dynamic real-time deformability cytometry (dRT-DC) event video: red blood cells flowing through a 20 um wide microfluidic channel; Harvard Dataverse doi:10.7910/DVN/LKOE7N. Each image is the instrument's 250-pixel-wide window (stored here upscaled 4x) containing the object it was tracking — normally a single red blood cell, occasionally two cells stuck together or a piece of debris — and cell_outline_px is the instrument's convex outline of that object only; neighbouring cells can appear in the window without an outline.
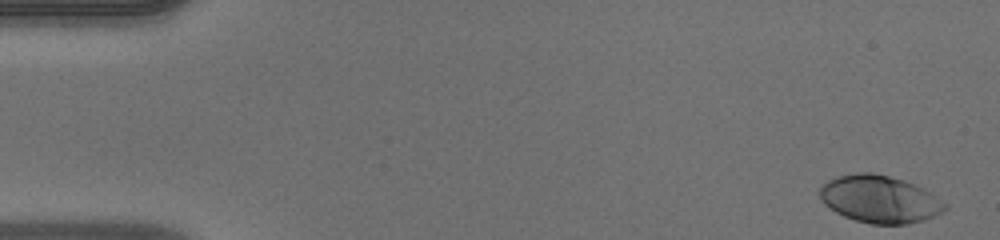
{"species": "human", "species_latin": "Homo sapiens", "temperature_condition": "warm", "stored_images_in_passage": 49, "camera_frame_rate_fps": 3000, "um_per_image_px": 0.085, "donor": {"sex": "male"}, "frame": {"image": 1, "passage_image": 1, "time_ms": 0.0, "image_size_px": [1000, 240], "cell_outline_px": [[948, 208], [924, 220], [904, 224], [872, 224], [856, 220], [844, 216], [836, 212], [824, 204], [820, 200], [820, 188], [828, 180], [836, 176], [856, 172], [872, 172], [904, 180], [924, 188], [948, 204]], "centroid_in_image_um": [74.76, 16.92], "position_along_channel_um": 10.2, "area_um2": 34.56}}
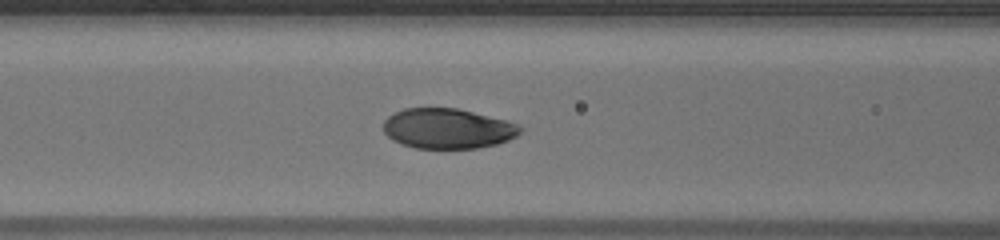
{"frame": {"image": 2, "passage_image": 20, "time_ms": 6.333, "image_size_px": [1000, 240], "cell_outline_px": [[524, 128], [516, 136], [508, 140], [496, 144], [476, 148], [416, 148], [400, 144], [392, 140], [384, 132], [384, 120], [388, 116], [404, 108], [456, 108], [508, 120]], "centroid_in_image_um": [38.05, 10.92], "position_along_channel_um": 128.6, "area_um2": 32.02}}
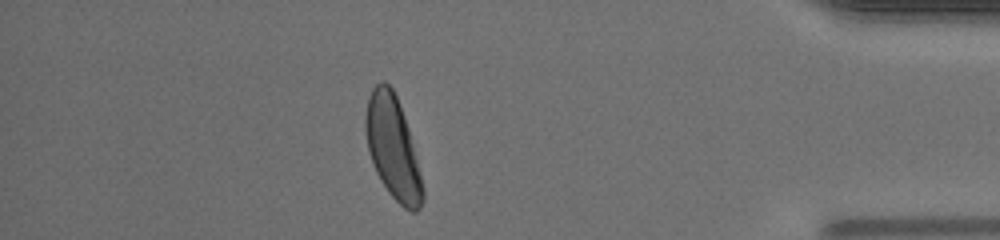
{"frame": {"image": 3, "passage_image": 43, "time_ms": 14.0, "image_size_px": [1000, 240], "cell_outline_px": [[424, 200], [420, 208], [416, 212], [412, 212], [404, 208], [388, 192], [380, 180], [376, 172], [368, 152], [364, 128], [364, 116], [368, 96], [372, 88], [380, 80], [384, 80], [392, 88], [396, 96], [404, 116], [408, 128], [424, 188]], "centroid_in_image_um": [33.36, 12.54], "position_along_channel_um": 401.8, "area_um2": 34.28}, "authors_computed_cell_mechanics": {"area_um2": 33.6974, "velocity_mm_per_s": 4.097, "shape_relaxation_time_tau1_ms": 2.5839, "shape_relaxation_time_tau2_ms": null, "deformation_change_tau1": 0.1641, "deformation_change_tau2": null}}